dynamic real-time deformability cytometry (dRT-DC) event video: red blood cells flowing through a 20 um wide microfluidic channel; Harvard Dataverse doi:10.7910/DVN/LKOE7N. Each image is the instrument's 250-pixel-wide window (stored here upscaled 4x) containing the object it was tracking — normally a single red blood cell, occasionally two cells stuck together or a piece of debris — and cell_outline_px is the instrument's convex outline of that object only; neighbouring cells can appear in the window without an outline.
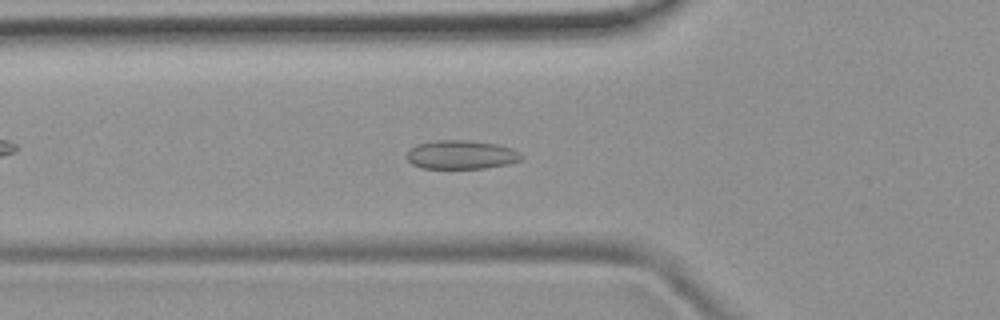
{"species": "common noctule bat (a hibernating species)", "species_latin": "Nyctalus noctula", "temperature_condition": "room temperature", "stored_images_in_passage": 50, "camera_frame_rate_fps": 3000, "um_per_image_px": 0.085, "animal": {"sex": "female", "body_mass_g": 19.9}, "frame": {"image": 1, "passage_image": 17, "time_ms": 5.333, "image_size_px": [1000, 320], "cell_outline_px": [[524, 156], [520, 160], [508, 164], [484, 168], [420, 168], [412, 164], [408, 160], [408, 152], [416, 144], [436, 140], [468, 140], [496, 144], [512, 148], [520, 152]], "centroid_in_image_um": [39.22, 13.15], "position_along_channel_um": 86.6, "area_um2": 19.19}}
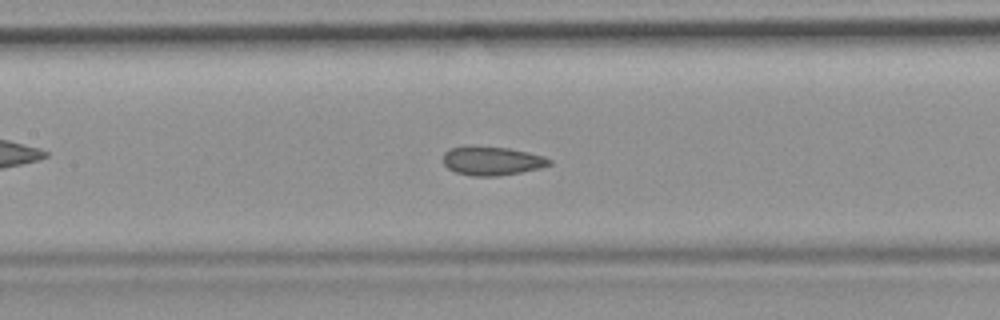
{"frame": {"image": 2, "passage_image": 23, "time_ms": 7.333, "image_size_px": [1000, 320], "cell_outline_px": [[552, 164], [540, 168], [520, 172], [496, 176], [472, 176], [456, 172], [448, 168], [444, 164], [444, 152], [448, 148], [468, 144], [472, 144], [508, 148], [528, 152], [544, 156], [552, 160]], "centroid_in_image_um": [41.79, 13.64], "position_along_channel_um": 165.6, "area_um2": 18.21}}
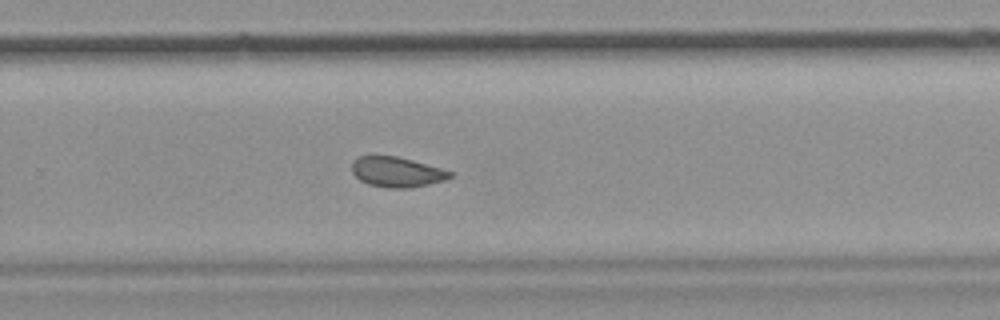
{"frame": {"image": 3, "passage_image": 33, "time_ms": 10.667, "image_size_px": [1000, 320], "cell_outline_px": [[456, 176], [444, 180], [428, 184], [408, 188], [388, 188], [368, 184], [360, 180], [352, 172], [352, 160], [360, 156], [396, 156], [412, 160], [456, 172]], "centroid_in_image_um": [33.77, 14.62], "position_along_channel_um": 296.0, "area_um2": 17.34}, "authors_computed_cell_mechanics": {"area_um2": 18.3226, "velocity_mm_per_s": 3.9304, "shape_relaxation_time_tau1_ms": null, "shape_relaxation_time_tau2_ms": 1.5682, "deformation_change_tau1": null, "deformation_change_tau2": 0.0682}}